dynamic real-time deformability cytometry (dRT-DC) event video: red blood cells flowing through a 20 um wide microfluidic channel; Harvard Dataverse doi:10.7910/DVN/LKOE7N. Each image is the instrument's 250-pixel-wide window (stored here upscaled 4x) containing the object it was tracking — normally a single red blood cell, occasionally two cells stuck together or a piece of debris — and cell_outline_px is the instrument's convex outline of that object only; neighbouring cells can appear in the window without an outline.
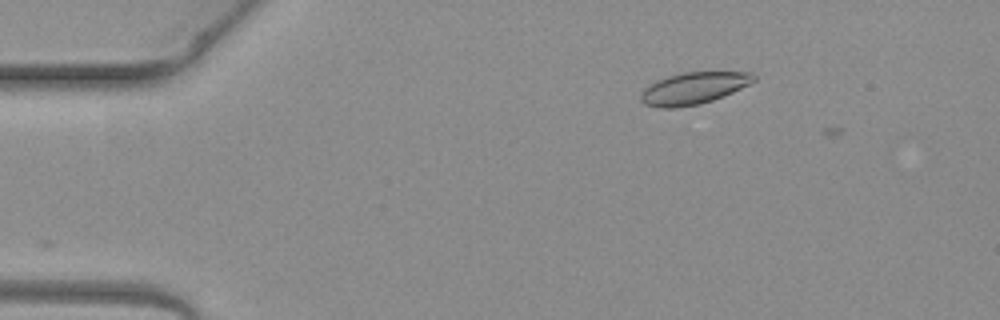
{"species": "common noctule bat (a hibernating species)", "species_latin": "Nyctalus noctula", "temperature_condition": "warm", "stored_images_in_passage": 3, "camera_frame_rate_fps": 3000, "um_per_image_px": 0.085, "animal": {"sex": "female", "body_mass_g": 19.3, "forearm_length_mm": 54.1}, "frame": {"image": 1, "passage_image": 1, "time_ms": 0.0, "image_size_px": [1000, 320], "cell_outline_px": [[756, 80], [724, 96], [700, 104], [672, 108], [660, 108], [644, 104], [640, 100], [640, 96], [644, 88], [656, 80], [668, 76], [684, 72], [752, 72], [756, 76]], "centroid_in_image_um": [58.93, 7.5], "position_along_channel_um": 26.1, "area_um2": 20.92}}